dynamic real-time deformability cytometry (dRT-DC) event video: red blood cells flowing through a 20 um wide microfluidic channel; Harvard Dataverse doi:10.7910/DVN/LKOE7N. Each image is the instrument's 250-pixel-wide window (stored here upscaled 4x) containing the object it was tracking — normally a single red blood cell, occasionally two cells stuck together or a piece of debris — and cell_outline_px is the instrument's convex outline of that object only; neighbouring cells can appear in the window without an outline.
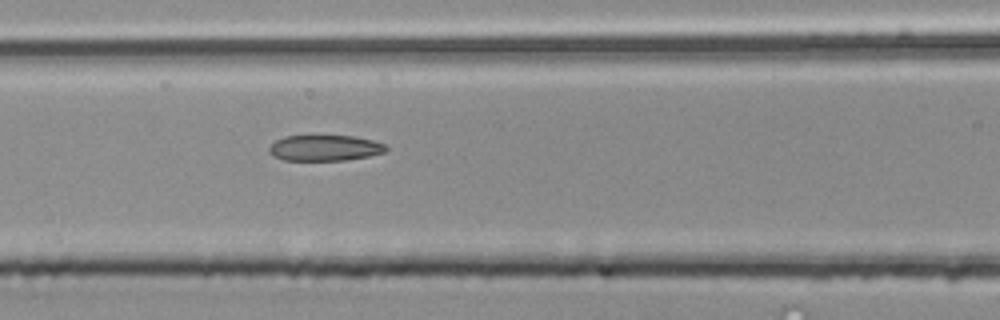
{"species": "common noctule bat (a hibernating species)", "species_latin": "Nyctalus noctula", "temperature_condition": "room temperature", "stored_images_in_passage": 4, "camera_frame_rate_fps": 3000, "um_per_image_px": 0.085, "animal": {"sex": "male", "body_mass_g": 20.4}, "frame": {"image": 1, "passage_image": 4, "time_ms": 1.0, "image_size_px": [1000, 320], "cell_outline_px": [[388, 152], [368, 156], [344, 160], [284, 160], [272, 156], [268, 152], [268, 148], [276, 140], [284, 136], [356, 136], [388, 144]], "centroid_in_image_um": [27.64, 12.57], "position_along_channel_um": 139.0, "area_um2": 17.74}}